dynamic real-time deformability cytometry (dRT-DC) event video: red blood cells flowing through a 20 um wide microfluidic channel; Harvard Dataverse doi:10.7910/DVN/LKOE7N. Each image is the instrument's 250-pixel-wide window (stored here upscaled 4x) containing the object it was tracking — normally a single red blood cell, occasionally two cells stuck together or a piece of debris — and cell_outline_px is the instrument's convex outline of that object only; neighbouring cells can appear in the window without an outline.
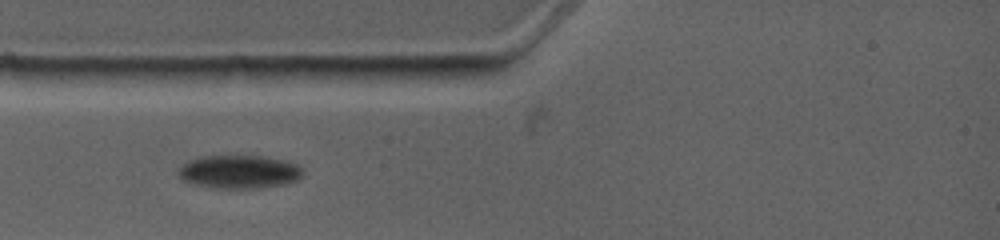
{"species": "common noctule bat (a hibernating species)", "species_latin": "Nyctalus noctula", "temperature_condition": "warm", "stored_images_in_passage": 5, "camera_frame_rate_fps": 4500, "um_per_image_px": 0.085, "animal": {"sex": "female", "body_mass_g": 19.0, "forearm_length_mm": 53.3}, "frame": {"image": 1, "passage_image": 4, "time_ms": 2.667, "image_size_px": [1000, 240], "cell_outline_px": [[300, 176], [296, 180], [284, 184], [260, 188], [216, 188], [192, 184], [184, 180], [176, 172], [176, 168], [180, 164], [196, 156], [268, 156], [288, 160], [296, 164], [300, 168]], "centroid_in_image_um": [20.25, 14.58], "position_along_channel_um": 64.7, "area_um2": 24.45}}
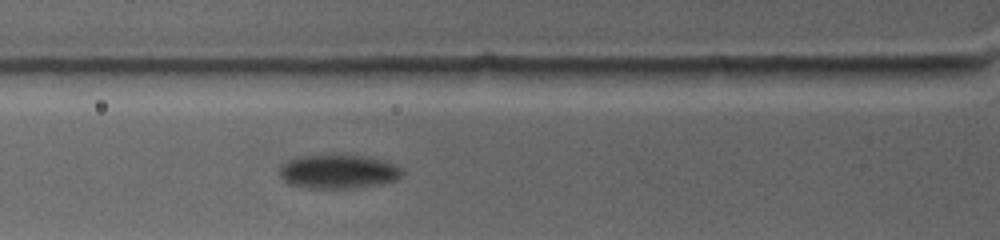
{"frame": {"image": 2, "passage_image": 5, "time_ms": 3.556, "image_size_px": [1000, 240], "cell_outline_px": [[400, 176], [396, 180], [380, 184], [344, 188], [308, 188], [288, 184], [280, 176], [280, 164], [296, 156], [360, 156], [384, 160], [400, 168]], "centroid_in_image_um": [28.68, 14.59], "position_along_channel_um": 97.1, "area_um2": 23.76}}